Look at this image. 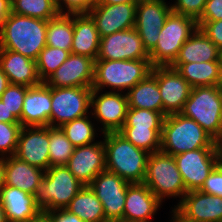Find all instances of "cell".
Masks as SVG:
<instances>
[{"label": "cell", "mask_w": 222, "mask_h": 222, "mask_svg": "<svg viewBox=\"0 0 222 222\" xmlns=\"http://www.w3.org/2000/svg\"><path fill=\"white\" fill-rule=\"evenodd\" d=\"M47 21L10 13L0 34V48L37 60L46 46Z\"/></svg>", "instance_id": "cell-1"}, {"label": "cell", "mask_w": 222, "mask_h": 222, "mask_svg": "<svg viewBox=\"0 0 222 222\" xmlns=\"http://www.w3.org/2000/svg\"><path fill=\"white\" fill-rule=\"evenodd\" d=\"M106 170L129 183H143L149 152L137 148L118 132L103 134Z\"/></svg>", "instance_id": "cell-2"}, {"label": "cell", "mask_w": 222, "mask_h": 222, "mask_svg": "<svg viewBox=\"0 0 222 222\" xmlns=\"http://www.w3.org/2000/svg\"><path fill=\"white\" fill-rule=\"evenodd\" d=\"M199 148H217V142L196 121L180 113L164 118L160 151L175 156Z\"/></svg>", "instance_id": "cell-3"}, {"label": "cell", "mask_w": 222, "mask_h": 222, "mask_svg": "<svg viewBox=\"0 0 222 222\" xmlns=\"http://www.w3.org/2000/svg\"><path fill=\"white\" fill-rule=\"evenodd\" d=\"M83 186L66 165L49 167L33 193L35 205L43 212L65 209Z\"/></svg>", "instance_id": "cell-4"}, {"label": "cell", "mask_w": 222, "mask_h": 222, "mask_svg": "<svg viewBox=\"0 0 222 222\" xmlns=\"http://www.w3.org/2000/svg\"><path fill=\"white\" fill-rule=\"evenodd\" d=\"M150 59L95 60L92 89L111 87L113 92H124L134 87L151 73Z\"/></svg>", "instance_id": "cell-5"}, {"label": "cell", "mask_w": 222, "mask_h": 222, "mask_svg": "<svg viewBox=\"0 0 222 222\" xmlns=\"http://www.w3.org/2000/svg\"><path fill=\"white\" fill-rule=\"evenodd\" d=\"M180 114L196 121L217 143L222 142V95L217 86L192 88Z\"/></svg>", "instance_id": "cell-6"}, {"label": "cell", "mask_w": 222, "mask_h": 222, "mask_svg": "<svg viewBox=\"0 0 222 222\" xmlns=\"http://www.w3.org/2000/svg\"><path fill=\"white\" fill-rule=\"evenodd\" d=\"M197 28L194 18L171 12L160 29L156 46L149 52L151 66H171Z\"/></svg>", "instance_id": "cell-7"}, {"label": "cell", "mask_w": 222, "mask_h": 222, "mask_svg": "<svg viewBox=\"0 0 222 222\" xmlns=\"http://www.w3.org/2000/svg\"><path fill=\"white\" fill-rule=\"evenodd\" d=\"M163 202L164 198H181L187 193L174 156L162 151L149 155L143 182Z\"/></svg>", "instance_id": "cell-8"}, {"label": "cell", "mask_w": 222, "mask_h": 222, "mask_svg": "<svg viewBox=\"0 0 222 222\" xmlns=\"http://www.w3.org/2000/svg\"><path fill=\"white\" fill-rule=\"evenodd\" d=\"M92 87H51V127L88 115Z\"/></svg>", "instance_id": "cell-9"}, {"label": "cell", "mask_w": 222, "mask_h": 222, "mask_svg": "<svg viewBox=\"0 0 222 222\" xmlns=\"http://www.w3.org/2000/svg\"><path fill=\"white\" fill-rule=\"evenodd\" d=\"M100 92L102 91L92 89L90 107H93V112L91 110L89 113L103 125L100 128L102 134L118 132L125 123L129 108L126 93L111 90Z\"/></svg>", "instance_id": "cell-10"}, {"label": "cell", "mask_w": 222, "mask_h": 222, "mask_svg": "<svg viewBox=\"0 0 222 222\" xmlns=\"http://www.w3.org/2000/svg\"><path fill=\"white\" fill-rule=\"evenodd\" d=\"M130 184L117 174L105 170L89 185L101 201L108 222L123 220L126 190Z\"/></svg>", "instance_id": "cell-11"}, {"label": "cell", "mask_w": 222, "mask_h": 222, "mask_svg": "<svg viewBox=\"0 0 222 222\" xmlns=\"http://www.w3.org/2000/svg\"><path fill=\"white\" fill-rule=\"evenodd\" d=\"M186 191L199 190L217 166L216 148H199L174 156Z\"/></svg>", "instance_id": "cell-12"}, {"label": "cell", "mask_w": 222, "mask_h": 222, "mask_svg": "<svg viewBox=\"0 0 222 222\" xmlns=\"http://www.w3.org/2000/svg\"><path fill=\"white\" fill-rule=\"evenodd\" d=\"M171 12V5L165 0H139L137 3L134 28L148 53L156 46L160 29Z\"/></svg>", "instance_id": "cell-13"}, {"label": "cell", "mask_w": 222, "mask_h": 222, "mask_svg": "<svg viewBox=\"0 0 222 222\" xmlns=\"http://www.w3.org/2000/svg\"><path fill=\"white\" fill-rule=\"evenodd\" d=\"M160 90L163 115L180 113L188 100L192 87L180 73L171 66L152 67Z\"/></svg>", "instance_id": "cell-14"}, {"label": "cell", "mask_w": 222, "mask_h": 222, "mask_svg": "<svg viewBox=\"0 0 222 222\" xmlns=\"http://www.w3.org/2000/svg\"><path fill=\"white\" fill-rule=\"evenodd\" d=\"M150 59L149 53L136 29L115 32L100 39L96 60H138Z\"/></svg>", "instance_id": "cell-15"}, {"label": "cell", "mask_w": 222, "mask_h": 222, "mask_svg": "<svg viewBox=\"0 0 222 222\" xmlns=\"http://www.w3.org/2000/svg\"><path fill=\"white\" fill-rule=\"evenodd\" d=\"M172 210L186 222H222V197L188 191Z\"/></svg>", "instance_id": "cell-16"}, {"label": "cell", "mask_w": 222, "mask_h": 222, "mask_svg": "<svg viewBox=\"0 0 222 222\" xmlns=\"http://www.w3.org/2000/svg\"><path fill=\"white\" fill-rule=\"evenodd\" d=\"M14 155L31 166L47 170L50 167L49 126L22 127Z\"/></svg>", "instance_id": "cell-17"}, {"label": "cell", "mask_w": 222, "mask_h": 222, "mask_svg": "<svg viewBox=\"0 0 222 222\" xmlns=\"http://www.w3.org/2000/svg\"><path fill=\"white\" fill-rule=\"evenodd\" d=\"M95 60L70 53L68 58L45 81L49 87H92Z\"/></svg>", "instance_id": "cell-18"}, {"label": "cell", "mask_w": 222, "mask_h": 222, "mask_svg": "<svg viewBox=\"0 0 222 222\" xmlns=\"http://www.w3.org/2000/svg\"><path fill=\"white\" fill-rule=\"evenodd\" d=\"M137 3L95 4L88 14L95 21L100 38L134 27Z\"/></svg>", "instance_id": "cell-19"}, {"label": "cell", "mask_w": 222, "mask_h": 222, "mask_svg": "<svg viewBox=\"0 0 222 222\" xmlns=\"http://www.w3.org/2000/svg\"><path fill=\"white\" fill-rule=\"evenodd\" d=\"M66 166L84 186H89L100 172L106 170L103 141L75 147Z\"/></svg>", "instance_id": "cell-20"}, {"label": "cell", "mask_w": 222, "mask_h": 222, "mask_svg": "<svg viewBox=\"0 0 222 222\" xmlns=\"http://www.w3.org/2000/svg\"><path fill=\"white\" fill-rule=\"evenodd\" d=\"M19 123L22 127H51V87L45 82L28 88Z\"/></svg>", "instance_id": "cell-21"}, {"label": "cell", "mask_w": 222, "mask_h": 222, "mask_svg": "<svg viewBox=\"0 0 222 222\" xmlns=\"http://www.w3.org/2000/svg\"><path fill=\"white\" fill-rule=\"evenodd\" d=\"M162 202L144 183H132L126 190L123 220L152 222Z\"/></svg>", "instance_id": "cell-22"}, {"label": "cell", "mask_w": 222, "mask_h": 222, "mask_svg": "<svg viewBox=\"0 0 222 222\" xmlns=\"http://www.w3.org/2000/svg\"><path fill=\"white\" fill-rule=\"evenodd\" d=\"M0 67L10 84L33 87L42 83L36 61L20 53L0 48Z\"/></svg>", "instance_id": "cell-23"}, {"label": "cell", "mask_w": 222, "mask_h": 222, "mask_svg": "<svg viewBox=\"0 0 222 222\" xmlns=\"http://www.w3.org/2000/svg\"><path fill=\"white\" fill-rule=\"evenodd\" d=\"M100 35L95 21L88 13L73 14V40L71 53L97 59Z\"/></svg>", "instance_id": "cell-24"}, {"label": "cell", "mask_w": 222, "mask_h": 222, "mask_svg": "<svg viewBox=\"0 0 222 222\" xmlns=\"http://www.w3.org/2000/svg\"><path fill=\"white\" fill-rule=\"evenodd\" d=\"M44 175L45 170L31 166L15 155L6 157L4 169V185L6 186L18 188L33 195Z\"/></svg>", "instance_id": "cell-25"}, {"label": "cell", "mask_w": 222, "mask_h": 222, "mask_svg": "<svg viewBox=\"0 0 222 222\" xmlns=\"http://www.w3.org/2000/svg\"><path fill=\"white\" fill-rule=\"evenodd\" d=\"M0 200L8 222H25L40 212L33 195L15 187L4 185L0 190Z\"/></svg>", "instance_id": "cell-26"}, {"label": "cell", "mask_w": 222, "mask_h": 222, "mask_svg": "<svg viewBox=\"0 0 222 222\" xmlns=\"http://www.w3.org/2000/svg\"><path fill=\"white\" fill-rule=\"evenodd\" d=\"M219 48L200 28L181 47L174 63L218 61Z\"/></svg>", "instance_id": "cell-27"}, {"label": "cell", "mask_w": 222, "mask_h": 222, "mask_svg": "<svg viewBox=\"0 0 222 222\" xmlns=\"http://www.w3.org/2000/svg\"><path fill=\"white\" fill-rule=\"evenodd\" d=\"M126 93L129 108L147 109L163 114V103L156 77L150 73Z\"/></svg>", "instance_id": "cell-28"}, {"label": "cell", "mask_w": 222, "mask_h": 222, "mask_svg": "<svg viewBox=\"0 0 222 222\" xmlns=\"http://www.w3.org/2000/svg\"><path fill=\"white\" fill-rule=\"evenodd\" d=\"M171 67L175 68L192 88L217 86L221 76L218 61L173 63Z\"/></svg>", "instance_id": "cell-29"}, {"label": "cell", "mask_w": 222, "mask_h": 222, "mask_svg": "<svg viewBox=\"0 0 222 222\" xmlns=\"http://www.w3.org/2000/svg\"><path fill=\"white\" fill-rule=\"evenodd\" d=\"M65 209L85 222H108L102 203L90 186H83Z\"/></svg>", "instance_id": "cell-30"}, {"label": "cell", "mask_w": 222, "mask_h": 222, "mask_svg": "<svg viewBox=\"0 0 222 222\" xmlns=\"http://www.w3.org/2000/svg\"><path fill=\"white\" fill-rule=\"evenodd\" d=\"M73 40V14L59 13L47 21L46 46L71 53Z\"/></svg>", "instance_id": "cell-31"}, {"label": "cell", "mask_w": 222, "mask_h": 222, "mask_svg": "<svg viewBox=\"0 0 222 222\" xmlns=\"http://www.w3.org/2000/svg\"><path fill=\"white\" fill-rule=\"evenodd\" d=\"M11 12L46 21L59 14L56 0H11Z\"/></svg>", "instance_id": "cell-32"}, {"label": "cell", "mask_w": 222, "mask_h": 222, "mask_svg": "<svg viewBox=\"0 0 222 222\" xmlns=\"http://www.w3.org/2000/svg\"><path fill=\"white\" fill-rule=\"evenodd\" d=\"M86 115L65 123L60 128L67 139L75 146L80 147L92 144L95 141L96 128L90 120L92 117Z\"/></svg>", "instance_id": "cell-33"}, {"label": "cell", "mask_w": 222, "mask_h": 222, "mask_svg": "<svg viewBox=\"0 0 222 222\" xmlns=\"http://www.w3.org/2000/svg\"><path fill=\"white\" fill-rule=\"evenodd\" d=\"M118 133L137 148L145 150L150 154L160 151L162 129L122 127Z\"/></svg>", "instance_id": "cell-34"}, {"label": "cell", "mask_w": 222, "mask_h": 222, "mask_svg": "<svg viewBox=\"0 0 222 222\" xmlns=\"http://www.w3.org/2000/svg\"><path fill=\"white\" fill-rule=\"evenodd\" d=\"M75 146L67 139L60 127L49 126L50 167L67 165Z\"/></svg>", "instance_id": "cell-35"}, {"label": "cell", "mask_w": 222, "mask_h": 222, "mask_svg": "<svg viewBox=\"0 0 222 222\" xmlns=\"http://www.w3.org/2000/svg\"><path fill=\"white\" fill-rule=\"evenodd\" d=\"M69 52L60 48L45 46L36 60L37 72L40 80L45 82L56 69L65 62Z\"/></svg>", "instance_id": "cell-36"}, {"label": "cell", "mask_w": 222, "mask_h": 222, "mask_svg": "<svg viewBox=\"0 0 222 222\" xmlns=\"http://www.w3.org/2000/svg\"><path fill=\"white\" fill-rule=\"evenodd\" d=\"M165 116L161 112L128 108L125 123L122 127H136L142 129H162Z\"/></svg>", "instance_id": "cell-37"}, {"label": "cell", "mask_w": 222, "mask_h": 222, "mask_svg": "<svg viewBox=\"0 0 222 222\" xmlns=\"http://www.w3.org/2000/svg\"><path fill=\"white\" fill-rule=\"evenodd\" d=\"M29 87L17 84H9L2 93L0 100L5 104L9 112L19 121L22 114L25 94Z\"/></svg>", "instance_id": "cell-38"}, {"label": "cell", "mask_w": 222, "mask_h": 222, "mask_svg": "<svg viewBox=\"0 0 222 222\" xmlns=\"http://www.w3.org/2000/svg\"><path fill=\"white\" fill-rule=\"evenodd\" d=\"M21 128L20 123L0 122V156L15 154Z\"/></svg>", "instance_id": "cell-39"}, {"label": "cell", "mask_w": 222, "mask_h": 222, "mask_svg": "<svg viewBox=\"0 0 222 222\" xmlns=\"http://www.w3.org/2000/svg\"><path fill=\"white\" fill-rule=\"evenodd\" d=\"M206 0H176L174 4H170L172 12L189 16L196 21L201 17Z\"/></svg>", "instance_id": "cell-40"}, {"label": "cell", "mask_w": 222, "mask_h": 222, "mask_svg": "<svg viewBox=\"0 0 222 222\" xmlns=\"http://www.w3.org/2000/svg\"><path fill=\"white\" fill-rule=\"evenodd\" d=\"M56 3L59 13L81 14L88 13L97 0H57Z\"/></svg>", "instance_id": "cell-41"}, {"label": "cell", "mask_w": 222, "mask_h": 222, "mask_svg": "<svg viewBox=\"0 0 222 222\" xmlns=\"http://www.w3.org/2000/svg\"><path fill=\"white\" fill-rule=\"evenodd\" d=\"M198 28L219 48H222V20L197 21Z\"/></svg>", "instance_id": "cell-42"}, {"label": "cell", "mask_w": 222, "mask_h": 222, "mask_svg": "<svg viewBox=\"0 0 222 222\" xmlns=\"http://www.w3.org/2000/svg\"><path fill=\"white\" fill-rule=\"evenodd\" d=\"M199 190L222 197V170L218 166L213 169Z\"/></svg>", "instance_id": "cell-43"}, {"label": "cell", "mask_w": 222, "mask_h": 222, "mask_svg": "<svg viewBox=\"0 0 222 222\" xmlns=\"http://www.w3.org/2000/svg\"><path fill=\"white\" fill-rule=\"evenodd\" d=\"M222 20V0H206L204 11L197 21Z\"/></svg>", "instance_id": "cell-44"}, {"label": "cell", "mask_w": 222, "mask_h": 222, "mask_svg": "<svg viewBox=\"0 0 222 222\" xmlns=\"http://www.w3.org/2000/svg\"><path fill=\"white\" fill-rule=\"evenodd\" d=\"M47 213L50 215L51 222H85L66 209L52 210Z\"/></svg>", "instance_id": "cell-45"}, {"label": "cell", "mask_w": 222, "mask_h": 222, "mask_svg": "<svg viewBox=\"0 0 222 222\" xmlns=\"http://www.w3.org/2000/svg\"><path fill=\"white\" fill-rule=\"evenodd\" d=\"M11 13V0H0V34L3 30L4 21Z\"/></svg>", "instance_id": "cell-46"}, {"label": "cell", "mask_w": 222, "mask_h": 222, "mask_svg": "<svg viewBox=\"0 0 222 222\" xmlns=\"http://www.w3.org/2000/svg\"><path fill=\"white\" fill-rule=\"evenodd\" d=\"M0 122L19 123L15 116L8 111L5 104L0 100Z\"/></svg>", "instance_id": "cell-47"}, {"label": "cell", "mask_w": 222, "mask_h": 222, "mask_svg": "<svg viewBox=\"0 0 222 222\" xmlns=\"http://www.w3.org/2000/svg\"><path fill=\"white\" fill-rule=\"evenodd\" d=\"M25 222H51L50 215L47 212L40 211L35 217Z\"/></svg>", "instance_id": "cell-48"}, {"label": "cell", "mask_w": 222, "mask_h": 222, "mask_svg": "<svg viewBox=\"0 0 222 222\" xmlns=\"http://www.w3.org/2000/svg\"><path fill=\"white\" fill-rule=\"evenodd\" d=\"M9 84L10 83H9L7 75L2 71L0 67V97L2 93L6 90Z\"/></svg>", "instance_id": "cell-49"}, {"label": "cell", "mask_w": 222, "mask_h": 222, "mask_svg": "<svg viewBox=\"0 0 222 222\" xmlns=\"http://www.w3.org/2000/svg\"><path fill=\"white\" fill-rule=\"evenodd\" d=\"M139 0H97L96 4H121V3H138Z\"/></svg>", "instance_id": "cell-50"}, {"label": "cell", "mask_w": 222, "mask_h": 222, "mask_svg": "<svg viewBox=\"0 0 222 222\" xmlns=\"http://www.w3.org/2000/svg\"><path fill=\"white\" fill-rule=\"evenodd\" d=\"M6 164V157L0 156V190L4 186V169Z\"/></svg>", "instance_id": "cell-51"}, {"label": "cell", "mask_w": 222, "mask_h": 222, "mask_svg": "<svg viewBox=\"0 0 222 222\" xmlns=\"http://www.w3.org/2000/svg\"><path fill=\"white\" fill-rule=\"evenodd\" d=\"M216 159H217V166L222 170V142L217 143Z\"/></svg>", "instance_id": "cell-52"}, {"label": "cell", "mask_w": 222, "mask_h": 222, "mask_svg": "<svg viewBox=\"0 0 222 222\" xmlns=\"http://www.w3.org/2000/svg\"><path fill=\"white\" fill-rule=\"evenodd\" d=\"M0 222H8L1 200H0Z\"/></svg>", "instance_id": "cell-53"}, {"label": "cell", "mask_w": 222, "mask_h": 222, "mask_svg": "<svg viewBox=\"0 0 222 222\" xmlns=\"http://www.w3.org/2000/svg\"><path fill=\"white\" fill-rule=\"evenodd\" d=\"M171 213L173 214H172V217H171L172 219L170 222H186L179 215H177L173 210Z\"/></svg>", "instance_id": "cell-54"}, {"label": "cell", "mask_w": 222, "mask_h": 222, "mask_svg": "<svg viewBox=\"0 0 222 222\" xmlns=\"http://www.w3.org/2000/svg\"><path fill=\"white\" fill-rule=\"evenodd\" d=\"M218 62H219L220 71L222 73V48L219 49Z\"/></svg>", "instance_id": "cell-55"}, {"label": "cell", "mask_w": 222, "mask_h": 222, "mask_svg": "<svg viewBox=\"0 0 222 222\" xmlns=\"http://www.w3.org/2000/svg\"><path fill=\"white\" fill-rule=\"evenodd\" d=\"M218 89H219V92L221 93L222 95V73H221V76L219 78V82H218V85H217Z\"/></svg>", "instance_id": "cell-56"}, {"label": "cell", "mask_w": 222, "mask_h": 222, "mask_svg": "<svg viewBox=\"0 0 222 222\" xmlns=\"http://www.w3.org/2000/svg\"><path fill=\"white\" fill-rule=\"evenodd\" d=\"M115 222H137V221L118 220V221H115Z\"/></svg>", "instance_id": "cell-57"}]
</instances>
